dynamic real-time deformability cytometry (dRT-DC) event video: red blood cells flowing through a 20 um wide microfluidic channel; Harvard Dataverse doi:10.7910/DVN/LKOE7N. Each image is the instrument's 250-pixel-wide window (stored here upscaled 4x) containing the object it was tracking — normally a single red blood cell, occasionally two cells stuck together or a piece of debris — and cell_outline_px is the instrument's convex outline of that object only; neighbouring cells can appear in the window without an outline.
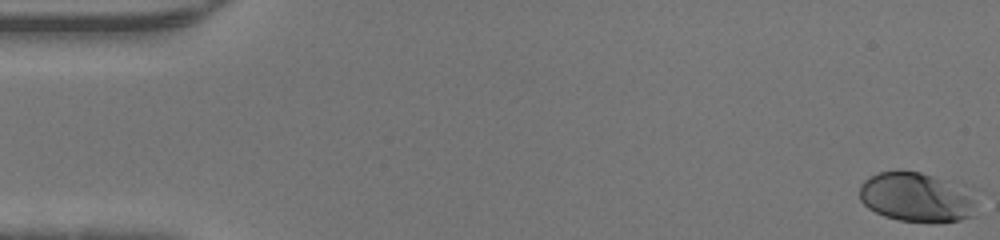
{"species": "human", "species_latin": "Homo sapiens", "temperature_condition": "warm", "stored_images_in_passage": 47, "camera_frame_rate_fps": 3000, "um_per_image_px": 0.085, "donor": {"sex": "male"}, "frame": {"image": 1, "passage_image": 1, "time_ms": 0.0, "image_size_px": [1000, 240], "cell_outline_px": [[976, 216], [960, 220], [900, 220], [884, 216], [868, 208], [860, 200], [860, 184], [864, 180], [880, 172], [896, 168], [900, 168], [920, 172], [976, 188]], "centroid_in_image_um": [77.99, 16.7], "position_along_channel_um": 7.0, "area_um2": 34.56}}
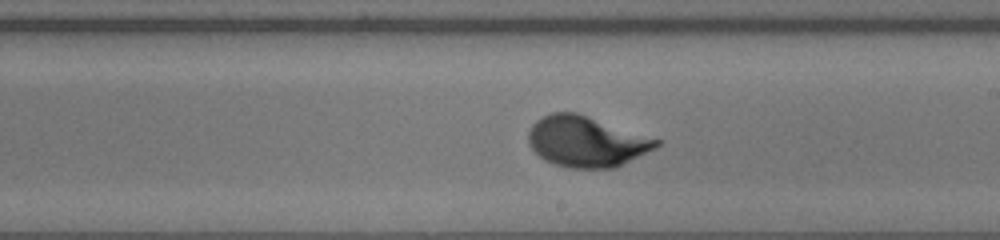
{"frame": {"image": 2, "passage_image": 27, "time_ms": 8.667, "image_size_px": [1000, 240], "cell_outline_px": [[660, 144], [656, 148], [616, 168], [568, 168], [544, 160], [532, 148], [528, 140], [528, 132], [532, 124], [536, 120], [552, 112], [576, 112], [660, 140]], "centroid_in_image_um": [49.83, 12.04], "position_along_channel_um": 239.2, "area_um2": 37.57}}
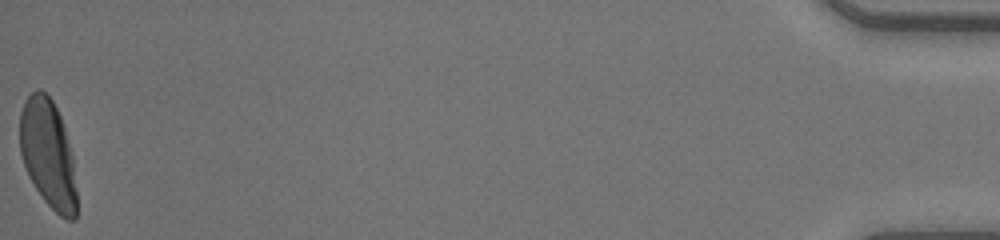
{"frame": {"image": 3, "passage_image": 47, "time_ms": 15.333, "image_size_px": [1000, 240], "cell_outline_px": [[76, 220], [68, 220], [60, 216], [44, 200], [28, 176], [20, 152], [20, 112], [28, 96], [36, 88], [40, 88], [52, 100], [60, 116], [64, 128], [72, 156], [76, 192]], "centroid_in_image_um": [4.07, 13.08], "position_along_channel_um": 431.1, "area_um2": 35.55}}